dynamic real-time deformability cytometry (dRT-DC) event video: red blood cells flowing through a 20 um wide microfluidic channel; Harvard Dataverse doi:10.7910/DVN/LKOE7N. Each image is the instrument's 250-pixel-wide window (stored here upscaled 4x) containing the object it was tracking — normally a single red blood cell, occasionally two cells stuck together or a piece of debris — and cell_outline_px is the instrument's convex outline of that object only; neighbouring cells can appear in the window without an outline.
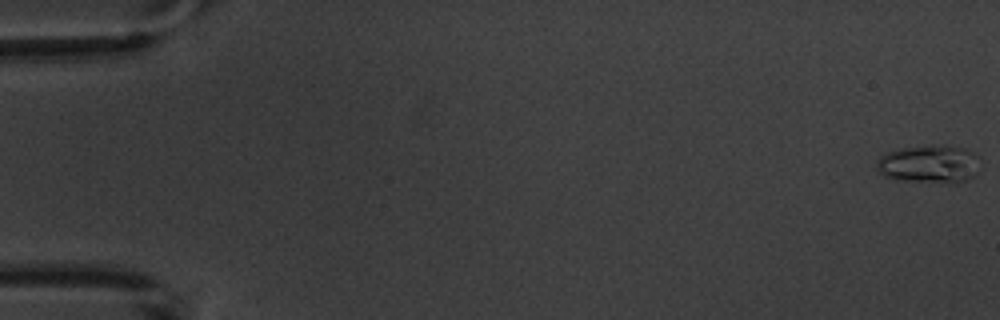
{"species": "common noctule bat (a hibernating species)", "species_latin": "Nyctalus noctula", "temperature_condition": "warm", "stored_images_in_passage": 5, "camera_frame_rate_fps": 3000, "um_per_image_px": 0.085, "animal": {"sex": "male", "body_mass_g": 20.1, "forearm_length_mm": 53.5}, "frame": {"image": 1, "passage_image": 1, "time_ms": 0.0, "image_size_px": [1000, 320], "cell_outline_px": [[980, 156], [976, 176], [956, 184], [948, 184], [896, 180], [884, 176], [876, 168], [876, 164], [880, 156], [884, 152], [900, 148], [932, 144], [944, 144], [964, 148]], "centroid_in_image_um": [79.0, 13.95], "position_along_channel_um": 6.0, "area_um2": 23.87}}
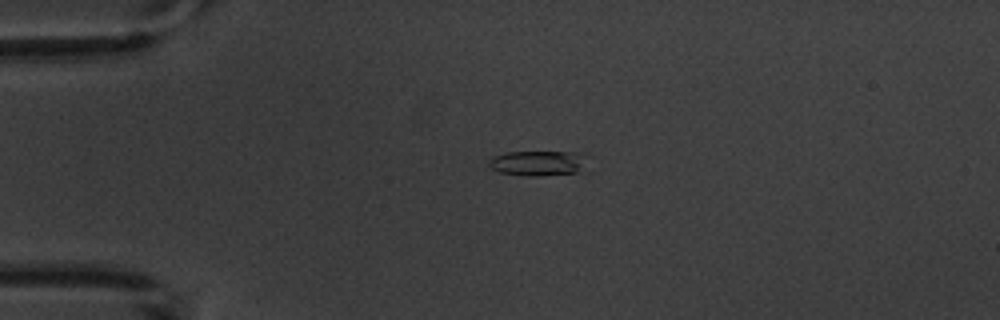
{"frame": {"image": 2, "passage_image": 4, "time_ms": 4.333, "image_size_px": [1000, 320], "cell_outline_px": [[588, 152], [580, 168], [576, 172], [540, 176], [528, 176], [500, 172], [492, 168], [488, 164], [488, 160], [492, 156], [508, 152]], "centroid_in_image_um": [45.7, 13.85], "position_along_channel_um": 39.3, "area_um2": 14.28}}